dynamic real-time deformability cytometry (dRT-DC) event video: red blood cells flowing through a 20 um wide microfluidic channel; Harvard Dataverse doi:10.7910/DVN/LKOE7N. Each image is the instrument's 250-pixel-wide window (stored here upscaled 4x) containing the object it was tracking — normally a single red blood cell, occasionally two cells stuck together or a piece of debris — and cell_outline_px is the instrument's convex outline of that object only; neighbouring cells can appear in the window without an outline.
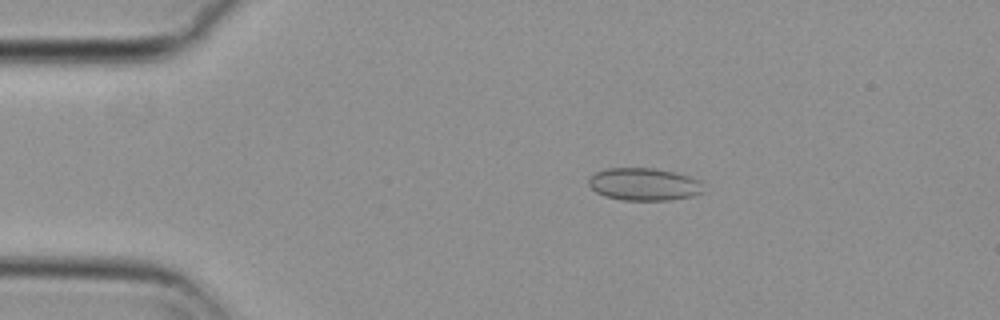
{"species": "common noctule bat (a hibernating species)", "species_latin": "Nyctalus noctula", "temperature_condition": "cold", "stored_images_in_passage": 55, "camera_frame_rate_fps": 3000, "um_per_image_px": 0.085, "animal": {"sex": "female", "body_mass_g": 29.2, "forearm_length_mm": 56.3}, "frame": {"image": 1, "passage_image": 10, "time_ms": 3.0, "image_size_px": [1000, 320], "cell_outline_px": [[704, 192], [692, 196], [672, 200], [620, 200], [604, 196], [596, 192], [588, 184], [588, 180], [596, 172], [608, 168], [656, 168], [676, 172], [700, 180]], "centroid_in_image_um": [54.75, 15.66], "position_along_channel_um": 30.2, "area_um2": 21.91}}
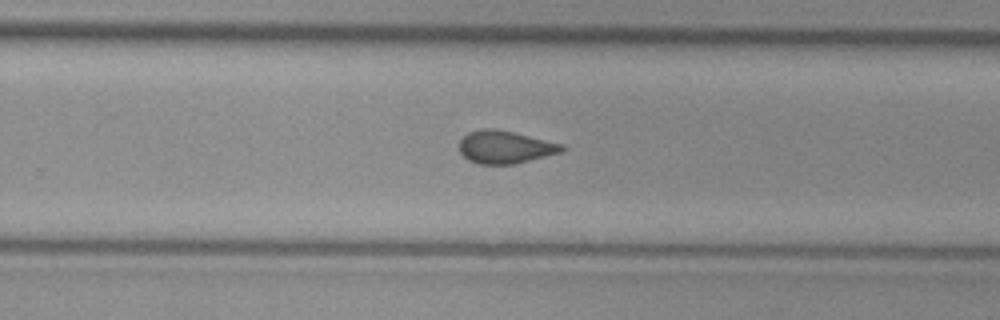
{"frame": {"image": 2, "passage_image": 35, "time_ms": 11.333, "image_size_px": [1000, 320], "cell_outline_px": [[568, 148], [560, 152], [512, 164], [476, 164], [468, 160], [460, 152], [460, 140], [468, 132], [480, 128], [496, 128], [564, 144]], "centroid_in_image_um": [42.91, 12.49], "position_along_channel_um": 286.9, "area_um2": 19.54}}
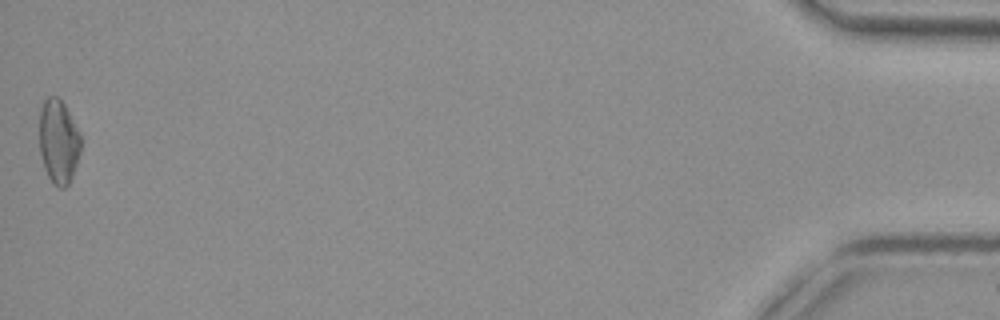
{"frame": {"image": 3, "passage_image": 55, "time_ms": 18.0, "image_size_px": [1000, 320], "cell_outline_px": [[80, 152], [72, 176], [68, 184], [64, 188], [60, 188], [52, 184], [44, 168], [40, 156], [40, 108], [44, 100], [48, 96], [60, 96], [80, 132]], "centroid_in_image_um": [4.97, 12.01], "position_along_channel_um": 430.2, "area_um2": 20.46}, "authors_computed_cell_mechanics": {"area_um2": 19.941, "velocity_mm_per_s": 3.6958, "shape_relaxation_time_tau1_ms": null, "shape_relaxation_time_tau2_ms": 1.9848, "deformation_change_tau1": null, "deformation_change_tau2": 0.0651}}